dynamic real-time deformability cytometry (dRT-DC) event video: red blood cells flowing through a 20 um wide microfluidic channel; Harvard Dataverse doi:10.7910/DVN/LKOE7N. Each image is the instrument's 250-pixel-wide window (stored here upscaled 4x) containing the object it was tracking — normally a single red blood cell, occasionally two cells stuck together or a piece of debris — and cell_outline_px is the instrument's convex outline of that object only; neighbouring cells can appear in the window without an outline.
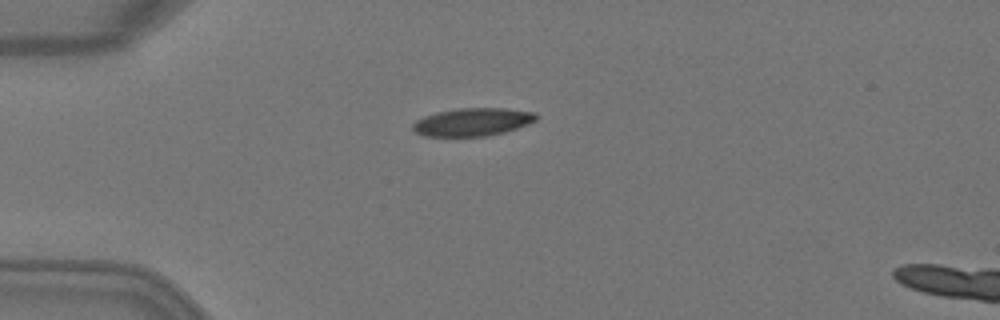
{"species": "Egyptian fruit bat (a non-hibernating species)", "species_latin": "Rousettus aegyptiacus", "temperature_condition": "warm", "stored_images_in_passage": 2, "camera_frame_rate_fps": 3000, "um_per_image_px": 0.085, "animal": {"sex": "female"}, "frame": {"image": 1, "passage_image": 1, "time_ms": 0.0, "image_size_px": [1000, 320], "cell_outline_px": [[540, 116], [536, 120], [528, 124], [504, 132], [484, 136], [424, 136], [416, 132], [412, 128], [412, 124], [416, 120], [424, 116], [436, 112], [460, 108], [504, 108], [536, 112]], "centroid_in_image_um": [40.18, 10.36], "position_along_channel_um": 44.8, "area_um2": 20.11}}